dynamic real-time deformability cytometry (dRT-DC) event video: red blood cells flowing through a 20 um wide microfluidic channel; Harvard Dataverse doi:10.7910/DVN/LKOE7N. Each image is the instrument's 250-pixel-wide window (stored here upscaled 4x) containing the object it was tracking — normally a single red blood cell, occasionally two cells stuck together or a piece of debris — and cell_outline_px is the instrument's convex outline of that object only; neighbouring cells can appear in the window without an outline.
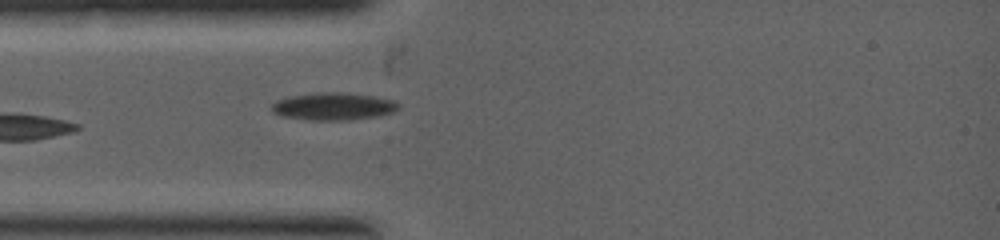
{"species": "common noctule bat (a hibernating species)", "species_latin": "Nyctalus noctula", "temperature_condition": "warm", "stored_images_in_passage": 3, "camera_frame_rate_fps": 5000, "um_per_image_px": 0.085, "animal": {"sex": "female", "body_mass_g": 19.0, "forearm_length_mm": 53.3}, "frame": {"image": 1, "passage_image": 3, "time_ms": 1.2, "image_size_px": [1000, 240], "cell_outline_px": [[400, 108], [392, 112], [380, 116], [352, 120], [312, 120], [280, 116], [272, 112], [272, 104], [276, 100], [288, 96], [316, 92], [340, 92], [372, 96], [396, 100], [400, 104]], "centroid_in_image_um": [28.34, 9.04], "position_along_channel_um": 56.7, "area_um2": 20.58}}